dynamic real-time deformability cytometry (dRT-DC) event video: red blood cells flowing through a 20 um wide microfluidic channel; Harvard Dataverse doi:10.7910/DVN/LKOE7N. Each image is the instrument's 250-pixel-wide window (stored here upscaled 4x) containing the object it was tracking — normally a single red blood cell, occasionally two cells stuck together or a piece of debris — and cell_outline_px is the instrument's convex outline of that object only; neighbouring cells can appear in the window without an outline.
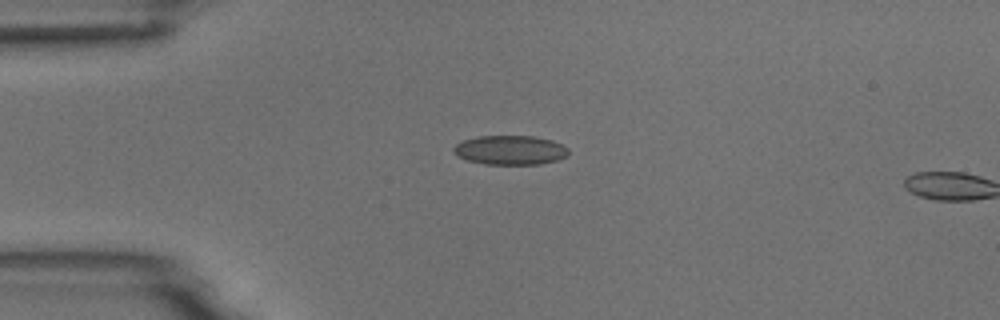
{"species": "common noctule bat (a hibernating species)", "species_latin": "Nyctalus noctula", "temperature_condition": "room temperature", "stored_images_in_passage": 2, "camera_frame_rate_fps": 3000, "um_per_image_px": 0.085, "animal": {"sex": "male", "body_mass_g": 18.8}, "frame": {"image": 1, "passage_image": 1, "time_ms": 0.0, "image_size_px": [1000, 320], "cell_outline_px": [[568, 156], [556, 160], [540, 164], [484, 164], [468, 160], [456, 156], [452, 152], [452, 148], [456, 144], [464, 140], [476, 136], [532, 136], [552, 140], [568, 148]], "centroid_in_image_um": [43.33, 12.76], "position_along_channel_um": 41.7, "area_um2": 19.65}}